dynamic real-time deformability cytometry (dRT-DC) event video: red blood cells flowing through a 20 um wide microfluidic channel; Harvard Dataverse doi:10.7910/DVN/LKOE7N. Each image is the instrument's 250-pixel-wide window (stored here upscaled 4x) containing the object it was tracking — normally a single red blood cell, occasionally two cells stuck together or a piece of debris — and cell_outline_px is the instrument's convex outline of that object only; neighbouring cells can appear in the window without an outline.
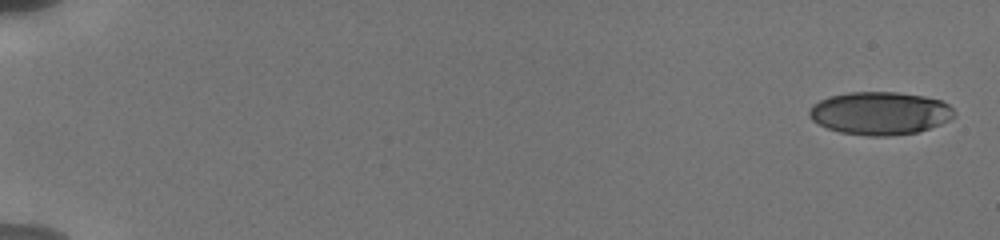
{"species": "human", "species_latin": "Homo sapiens", "temperature_condition": "cold", "stored_images_in_passage": 16, "camera_frame_rate_fps": 3000, "um_per_image_px": 0.085, "donor": {"sex": "male"}, "frame": {"image": 1, "passage_image": 1, "time_ms": 0.0, "image_size_px": [1000, 240], "cell_outline_px": [[956, 116], [940, 124], [916, 132], [888, 136], [868, 136], [840, 132], [828, 128], [812, 120], [808, 116], [808, 108], [812, 104], [828, 96], [848, 92], [896, 92], [924, 96], [940, 100], [948, 104], [956, 112]], "centroid_in_image_um": [74.77, 9.61], "position_along_channel_um": 10.2, "area_um2": 36.36}}
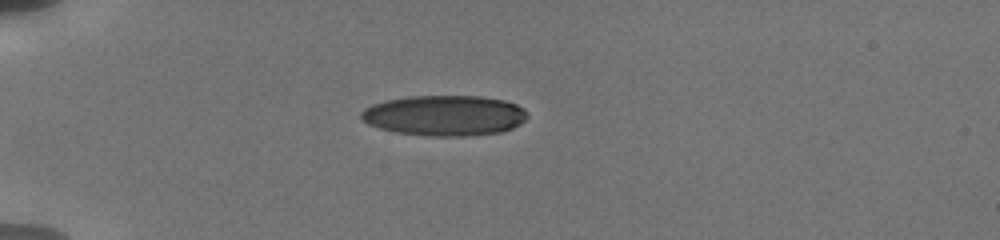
{"frame": {"image": 2, "passage_image": 10, "time_ms": 5.0, "image_size_px": [1000, 240], "cell_outline_px": [[528, 116], [520, 124], [512, 128], [500, 132], [468, 136], [424, 136], [396, 132], [380, 128], [368, 124], [360, 116], [360, 112], [364, 108], [372, 104], [384, 100], [408, 96], [480, 96], [504, 100], [516, 104], [524, 108]], "centroid_in_image_um": [37.77, 9.81], "position_along_channel_um": 47.2, "area_um2": 39.42}}
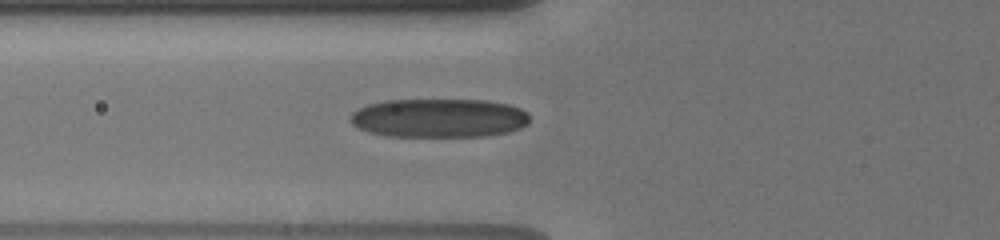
{"frame": {"image": 3, "passage_image": 14, "time_ms": 7.0, "image_size_px": [1000, 240], "cell_outline_px": [[528, 124], [520, 128], [508, 132], [488, 136], [388, 136], [368, 132], [352, 124], [348, 120], [348, 116], [352, 112], [368, 104], [384, 100], [488, 100], [508, 104], [520, 108], [528, 112]], "centroid_in_image_um": [37.3, 10.03], "position_along_channel_um": 88.5, "area_um2": 40.86}}